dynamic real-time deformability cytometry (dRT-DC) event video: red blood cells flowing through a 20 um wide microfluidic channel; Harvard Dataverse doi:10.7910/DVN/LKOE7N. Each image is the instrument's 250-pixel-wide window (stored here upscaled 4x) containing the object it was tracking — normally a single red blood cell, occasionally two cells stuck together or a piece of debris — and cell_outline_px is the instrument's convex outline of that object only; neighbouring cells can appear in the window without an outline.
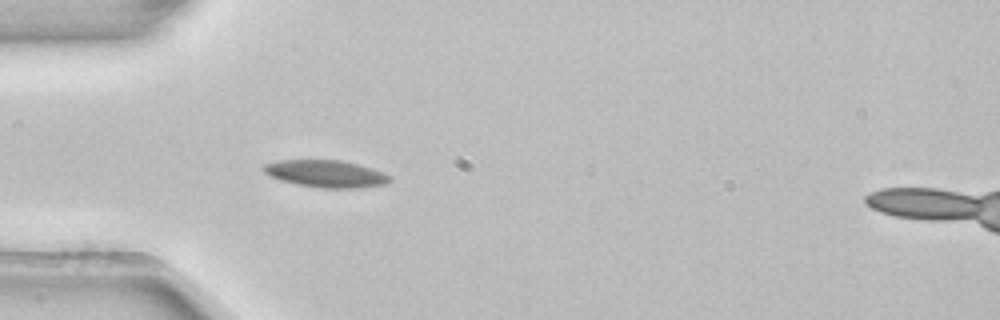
{"species": "common noctule bat (a hibernating species)", "species_latin": "Nyctalus noctula", "temperature_condition": "room temperature", "stored_images_in_passage": 3, "camera_frame_rate_fps": 3000, "um_per_image_px": 0.085, "animal": {"sex": "female", "body_mass_g": 22.7, "forearm_length_mm": 54.2}, "frame": {"image": 1, "passage_image": 3, "time_ms": 0.667, "image_size_px": [1000, 320], "cell_outline_px": [[392, 180], [388, 184], [360, 188], [320, 188], [296, 184], [280, 180], [264, 172], [260, 168], [264, 164], [280, 160], [340, 160], [356, 164], [392, 176]], "centroid_in_image_um": [27.69, 14.78], "position_along_channel_um": 57.3, "area_um2": 19.94}}